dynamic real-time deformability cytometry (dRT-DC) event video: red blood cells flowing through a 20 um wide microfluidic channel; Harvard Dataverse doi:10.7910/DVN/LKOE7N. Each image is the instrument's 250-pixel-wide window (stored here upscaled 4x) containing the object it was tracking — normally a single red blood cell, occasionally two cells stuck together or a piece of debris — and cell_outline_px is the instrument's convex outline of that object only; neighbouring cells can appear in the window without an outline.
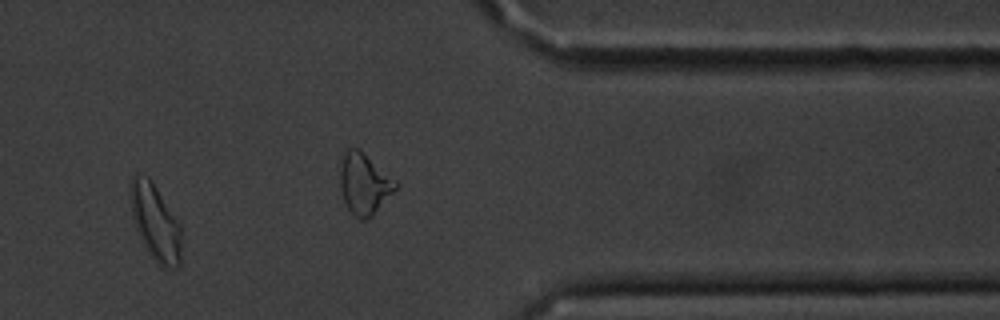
{"species": "common noctule bat (a hibernating species)", "species_latin": "Nyctalus noctula", "temperature_condition": "cold", "stored_images_in_passage": 13, "camera_frame_rate_fps": 3000, "um_per_image_px": 0.085, "animal": {"sex": "male", "body_mass_g": 20.1, "forearm_length_mm": 53.5}, "frame": {"image": 1, "passage_image": 10, "time_ms": 11.333, "image_size_px": [1000, 320], "cell_outline_px": [[180, 268], [168, 268], [160, 264], [148, 252], [136, 228], [132, 216], [132, 176], [136, 172], [148, 176], [152, 180], [180, 224]], "centroid_in_image_um": [13.22, 18.88], "position_along_channel_um": 398.2, "area_um2": 22.08}, "authors_computed_cell_mechanics": {"area_um2": 18.6694, "velocity_mm_per_s": 3.6185, "shape_relaxation_time_tau1_ms": 8.1575, "shape_relaxation_time_tau2_ms": 1.1068, "deformation_change_tau1": 0.1365, "deformation_change_tau2": 0.0573}}